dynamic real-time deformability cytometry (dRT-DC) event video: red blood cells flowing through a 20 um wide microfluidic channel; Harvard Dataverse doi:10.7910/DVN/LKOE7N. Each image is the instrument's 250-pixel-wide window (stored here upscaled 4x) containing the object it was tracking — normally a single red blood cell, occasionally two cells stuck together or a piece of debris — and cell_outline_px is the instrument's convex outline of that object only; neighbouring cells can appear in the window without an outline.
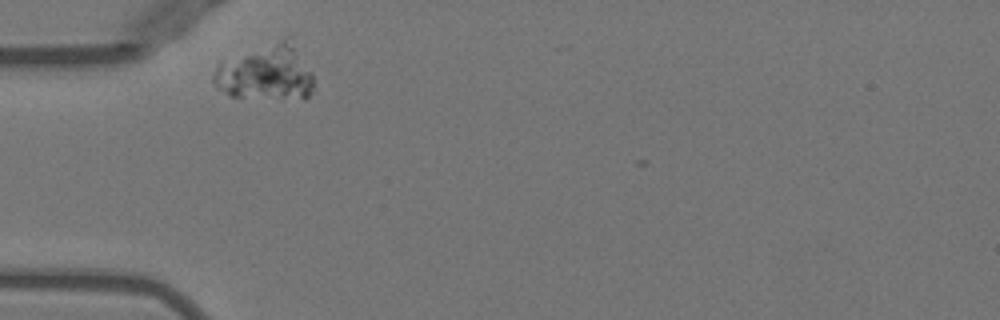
{"species": "Egyptian fruit bat (a non-hibernating species)", "species_latin": "Rousettus aegyptiacus", "temperature_condition": "warm", "stored_images_in_passage": 12, "camera_frame_rate_fps": 3000, "um_per_image_px": 0.085, "animal": {"sex": "female"}, "frame": {"image": 1, "passage_image": 1, "time_ms": 0.0, "image_size_px": [1000, 320], "cell_outline_px": [[312, 92], [304, 100], [232, 96], [216, 88], [212, 80], [212, 72], [220, 60], [284, 36], [292, 36], [312, 72]], "centroid_in_image_um": [22.61, 6.13], "position_along_channel_um": 62.4, "area_um2": 33.7}}
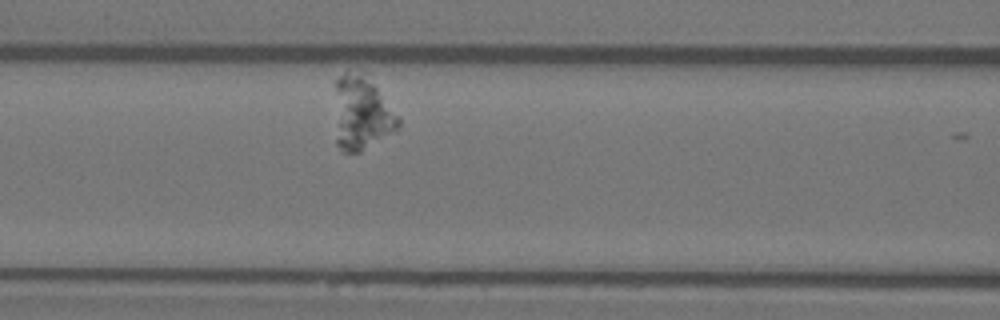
{"frame": {"image": 2, "passage_image": 8, "time_ms": 2.333, "image_size_px": [1000, 320], "cell_outline_px": [[400, 128], [360, 152], [344, 152], [336, 144], [336, 80], [344, 72], [356, 64], [400, 116]], "centroid_in_image_um": [30.74, 9.57], "position_along_channel_um": 135.9, "area_um2": 27.69}}
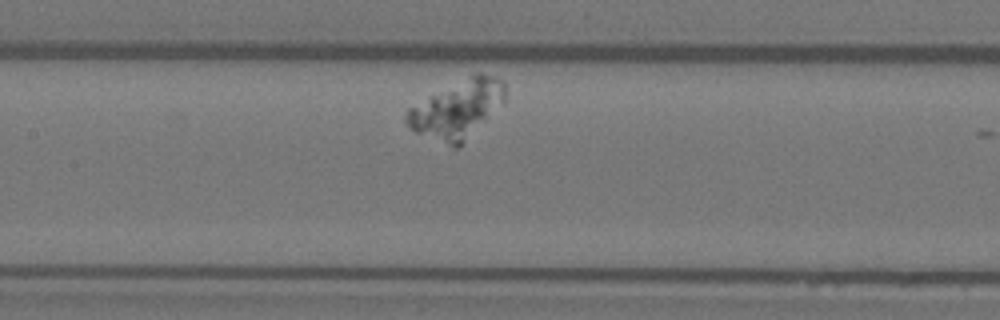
{"frame": {"image": 3, "passage_image": 11, "time_ms": 3.333, "image_size_px": [1000, 320], "cell_outline_px": [[504, 100], [460, 148], [452, 148], [416, 132], [404, 120], [404, 116], [408, 108], [476, 72], [480, 72], [496, 76], [504, 80]], "centroid_in_image_um": [38.87, 9.31], "position_along_channel_um": 168.5, "area_um2": 32.71}}